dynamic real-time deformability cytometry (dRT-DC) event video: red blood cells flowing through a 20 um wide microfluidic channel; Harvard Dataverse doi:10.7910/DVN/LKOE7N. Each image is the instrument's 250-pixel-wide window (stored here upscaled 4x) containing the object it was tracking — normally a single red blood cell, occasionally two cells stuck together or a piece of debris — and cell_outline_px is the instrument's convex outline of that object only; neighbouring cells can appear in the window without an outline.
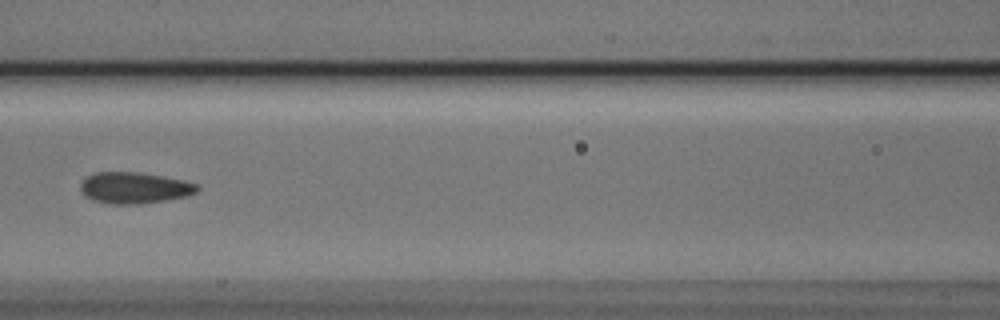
{"species": "Egyptian fruit bat (a non-hibernating species)", "species_latin": "Rousettus aegyptiacus", "temperature_condition": "cold", "stored_images_in_passage": 5, "camera_frame_rate_fps": 3000, "um_per_image_px": 0.085, "animal": {"sex": "male"}, "frame": {"image": 1, "passage_image": 5, "time_ms": 1.333, "image_size_px": [1000, 320], "cell_outline_px": [[200, 188], [196, 192], [188, 196], [140, 204], [108, 204], [92, 200], [84, 196], [80, 188], [80, 184], [88, 176], [96, 172], [140, 172], [164, 176], [184, 180], [200, 184]], "centroid_in_image_um": [11.45, 15.97], "position_along_channel_um": 155.2, "area_um2": 21.5}}